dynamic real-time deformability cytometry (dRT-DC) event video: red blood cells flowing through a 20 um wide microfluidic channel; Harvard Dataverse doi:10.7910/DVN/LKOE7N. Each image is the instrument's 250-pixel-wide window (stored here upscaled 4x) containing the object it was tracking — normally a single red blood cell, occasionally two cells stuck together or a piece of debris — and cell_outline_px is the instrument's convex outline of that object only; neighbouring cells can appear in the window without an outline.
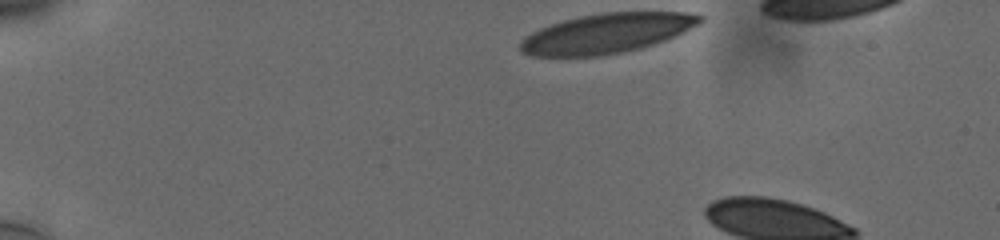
{"species": "human", "species_latin": "Homo sapiens", "temperature_condition": "cold", "stored_images_in_passage": 6, "camera_frame_rate_fps": 3000, "um_per_image_px": 0.085, "donor": {"sex": "male"}, "frame": {"image": 1, "passage_image": 1, "time_ms": 0.0, "image_size_px": [1000, 240], "cell_outline_px": [[704, 20], [700, 24], [664, 40], [640, 48], [624, 52], [600, 56], [532, 56], [520, 52], [520, 40], [524, 36], [540, 28], [564, 20], [580, 16], [600, 12], [684, 12], [704, 16]], "centroid_in_image_um": [51.55, 2.83], "position_along_channel_um": 33.5, "area_um2": 41.56}}